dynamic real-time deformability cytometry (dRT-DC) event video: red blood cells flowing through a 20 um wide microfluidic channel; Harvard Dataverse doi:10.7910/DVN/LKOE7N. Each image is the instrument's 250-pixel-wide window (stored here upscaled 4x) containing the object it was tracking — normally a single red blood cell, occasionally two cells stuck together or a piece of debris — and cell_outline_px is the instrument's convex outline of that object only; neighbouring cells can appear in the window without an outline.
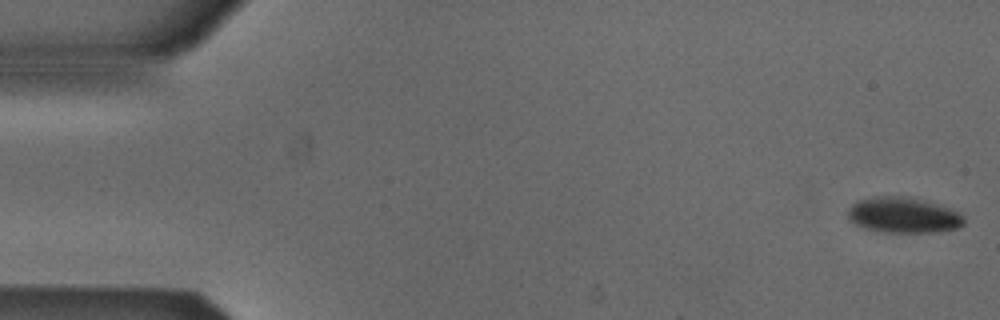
{"species": "Egyptian fruit bat (a non-hibernating species)", "species_latin": "Rousettus aegyptiacus", "temperature_condition": "cold", "stored_images_in_passage": 53, "camera_frame_rate_fps": 3000, "um_per_image_px": 0.085, "animal": {"sex": "male"}, "frame": {"image": 1, "passage_image": 1, "time_ms": 0.0, "image_size_px": [1000, 320], "cell_outline_px": [[964, 224], [956, 228], [932, 232], [888, 232], [864, 228], [848, 220], [848, 208], [856, 200], [876, 196], [908, 196], [948, 208], [960, 212], [964, 216]], "centroid_in_image_um": [76.75, 18.28], "position_along_channel_um": 8.3, "area_um2": 23.99}}
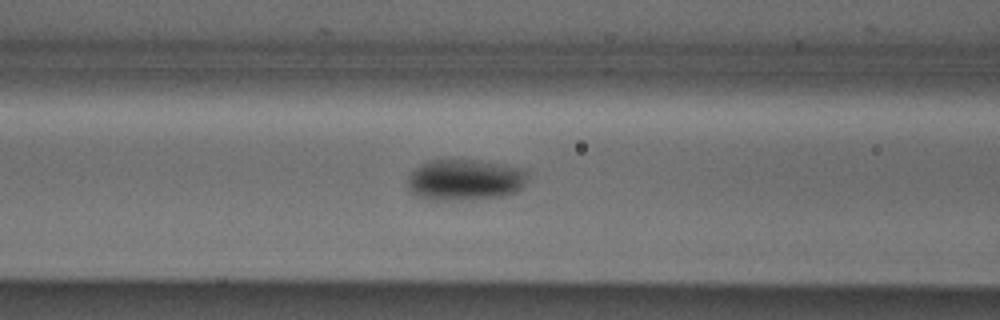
{"frame": {"image": 2, "passage_image": 21, "time_ms": 6.667, "image_size_px": [1000, 320], "cell_outline_px": [[528, 172], [524, 188], [516, 192], [504, 196], [460, 200], [424, 200], [412, 196], [408, 188], [408, 176], [420, 164], [432, 160], [476, 160], [504, 164], [528, 168]], "centroid_in_image_um": [39.54, 15.3], "position_along_channel_um": 127.1, "area_um2": 29.48}}
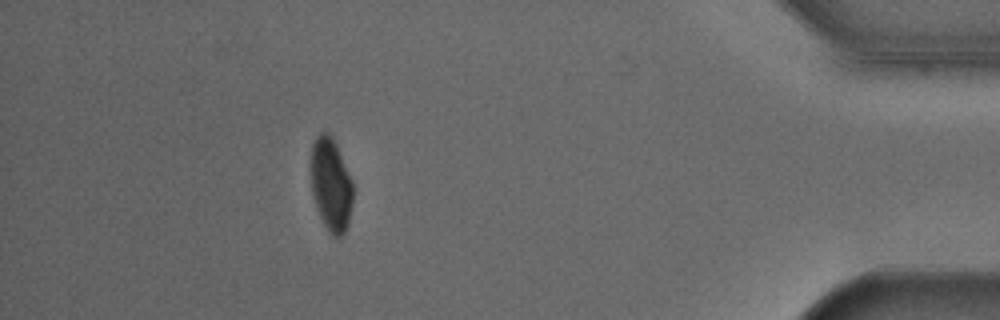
{"frame": {"image": 3, "passage_image": 47, "time_ms": 15.333, "image_size_px": [1000, 320], "cell_outline_px": [[352, 204], [348, 224], [344, 232], [340, 236], [332, 236], [328, 232], [316, 208], [312, 196], [308, 168], [312, 144], [316, 136], [320, 132], [328, 132], [332, 136], [336, 144], [352, 180]], "centroid_in_image_um": [28.07, 15.65], "position_along_channel_um": 407.1, "area_um2": 23.41}, "authors_computed_cell_mechanics": {"area_um2": 25.7788, "velocity_mm_per_s": 3.8701, "shape_relaxation_time_tau1_ms": 5.3833, "shape_relaxation_time_tau2_ms": null, "deformation_change_tau1": 0.1064, "deformation_change_tau2": null}}